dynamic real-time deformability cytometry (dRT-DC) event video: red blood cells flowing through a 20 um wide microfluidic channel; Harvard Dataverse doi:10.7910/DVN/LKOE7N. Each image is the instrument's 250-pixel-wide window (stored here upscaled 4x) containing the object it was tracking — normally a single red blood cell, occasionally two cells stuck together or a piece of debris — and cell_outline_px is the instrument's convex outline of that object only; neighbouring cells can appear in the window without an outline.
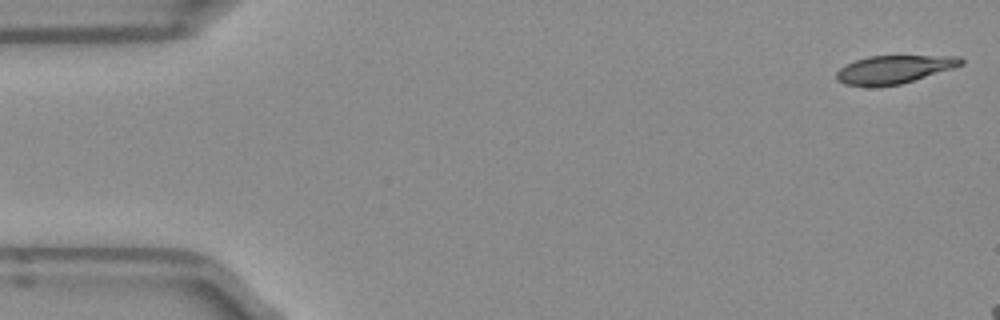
{"species": "Egyptian fruit bat (a non-hibernating species)", "species_latin": "Rousettus aegyptiacus", "temperature_condition": "room temperature", "stored_images_in_passage": 13, "camera_frame_rate_fps": 3000, "um_per_image_px": 0.085, "frame": {"image": 1, "passage_image": 1, "time_ms": 0.0, "image_size_px": [1000, 320], "cell_outline_px": [[964, 64], [952, 68], [900, 84], [844, 84], [836, 80], [836, 72], [840, 68], [856, 60], [868, 56], [960, 56], [964, 60]], "centroid_in_image_um": [76.02, 5.86], "position_along_channel_um": 9.0, "area_um2": 19.65}}
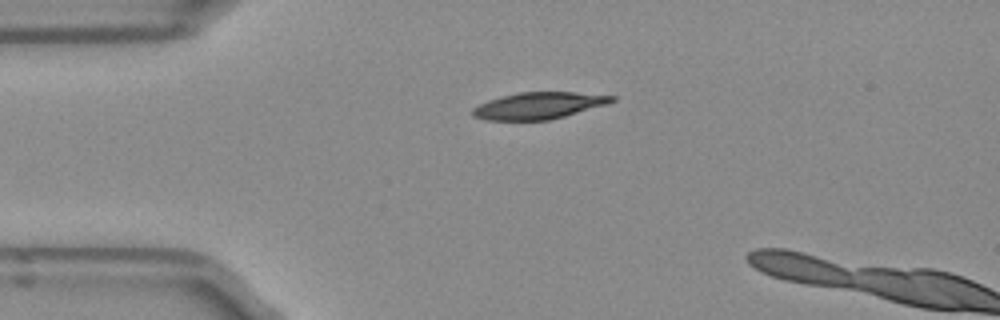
{"frame": {"image": 2, "passage_image": 11, "time_ms": 3.333, "image_size_px": [1000, 320], "cell_outline_px": [[616, 100], [608, 104], [564, 116], [548, 120], [484, 120], [472, 116], [472, 108], [488, 100], [500, 96], [520, 92], [576, 92], [616, 96]], "centroid_in_image_um": [45.78, 8.97], "position_along_channel_um": 39.2, "area_um2": 21.73}}